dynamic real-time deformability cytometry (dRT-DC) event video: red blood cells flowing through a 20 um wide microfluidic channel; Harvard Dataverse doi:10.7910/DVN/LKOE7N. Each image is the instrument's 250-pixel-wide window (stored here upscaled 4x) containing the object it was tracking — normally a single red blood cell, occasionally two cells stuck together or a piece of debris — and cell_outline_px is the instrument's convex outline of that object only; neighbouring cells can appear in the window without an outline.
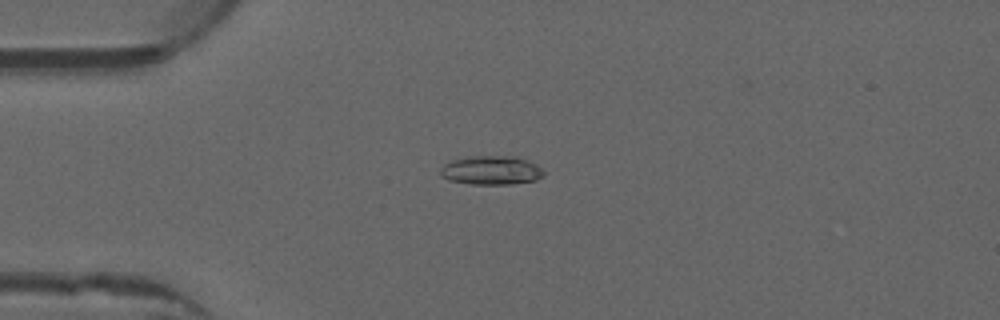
{"species": "common noctule bat (a hibernating species)", "species_latin": "Nyctalus noctula", "temperature_condition": "warm", "stored_images_in_passage": 39, "camera_frame_rate_fps": 3000, "um_per_image_px": 0.085, "animal": {"sex": "male", "forearm_length_mm": 52.5}, "frame": {"image": 1, "passage_image": 1, "time_ms": 0.0, "image_size_px": [1000, 320], "cell_outline_px": [[544, 176], [536, 180], [512, 184], [468, 184], [448, 180], [440, 176], [440, 168], [444, 164], [452, 160], [468, 156], [516, 156], [528, 160], [536, 164], [544, 172]], "centroid_in_image_um": [41.74, 14.47], "position_along_channel_um": 43.3, "area_um2": 17.63}}
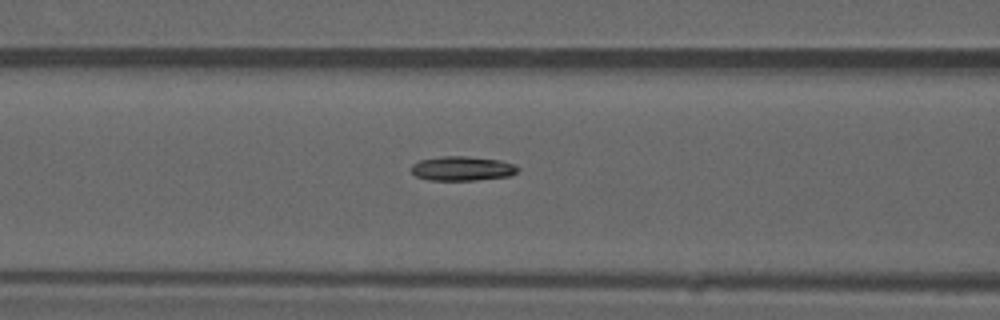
{"frame": {"image": 2, "passage_image": 9, "time_ms": 2.667, "image_size_px": [1000, 320], "cell_outline_px": [[520, 168], [512, 176], [476, 180], [428, 180], [416, 176], [412, 172], [412, 164], [420, 160], [444, 156], [464, 156], [500, 160], [516, 164]], "centroid_in_image_um": [39.33, 14.32], "position_along_channel_um": 127.3, "area_um2": 15.2}}
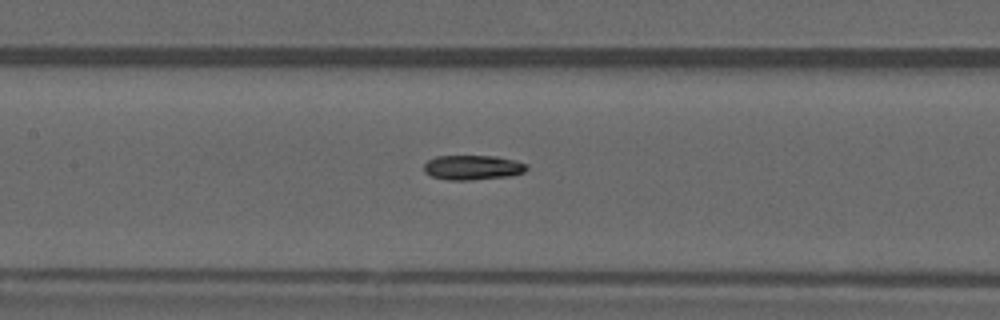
{"frame": {"image": 3, "passage_image": 12, "time_ms": 3.667, "image_size_px": [1000, 320], "cell_outline_px": [[528, 168], [524, 172], [512, 176], [472, 180], [448, 180], [432, 176], [424, 172], [424, 164], [428, 160], [436, 156], [496, 156], [516, 160], [528, 164]], "centroid_in_image_um": [40.21, 14.24], "position_along_channel_um": 167.2, "area_um2": 14.97}, "authors_computed_cell_mechanics": {"area_um2": 14.6812, "velocity_mm_per_s": 3.9875, "shape_relaxation_time_tau1_ms": null, "shape_relaxation_time_tau2_ms": 9.9384, "deformation_change_tau1": null, "deformation_change_tau2": 0.1703}}